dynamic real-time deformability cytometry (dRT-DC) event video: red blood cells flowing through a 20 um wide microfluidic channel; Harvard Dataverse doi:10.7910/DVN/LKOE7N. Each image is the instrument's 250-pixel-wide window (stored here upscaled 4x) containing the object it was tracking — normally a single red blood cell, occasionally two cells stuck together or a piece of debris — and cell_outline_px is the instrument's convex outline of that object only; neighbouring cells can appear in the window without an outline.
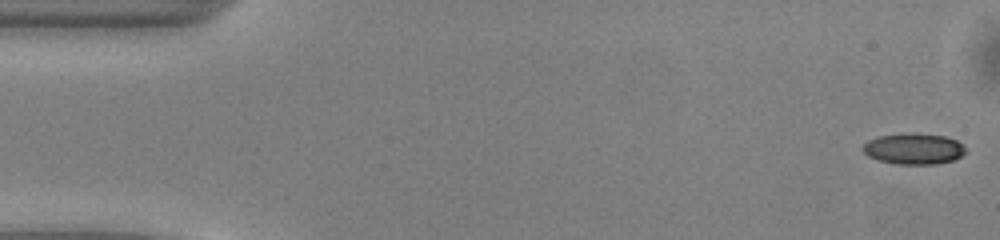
{"species": "common noctule bat (a hibernating species)", "species_latin": "Nyctalus noctula", "temperature_condition": "warm", "stored_images_in_passage": 50, "camera_frame_rate_fps": 3000, "um_per_image_px": 0.085, "animal": {"sex": "male", "body_mass_g": 13.0, "forearm_length_mm": 53.1}, "frame": {"image": 1, "passage_image": 1, "time_ms": 0.0, "image_size_px": [1000, 240], "cell_outline_px": [[968, 152], [952, 160], [936, 164], [896, 164], [876, 160], [868, 156], [860, 148], [868, 140], [880, 136], [912, 132], [944, 136], [956, 140]], "centroid_in_image_um": [77.63, 12.65], "position_along_channel_um": 7.4, "area_um2": 18.61}}
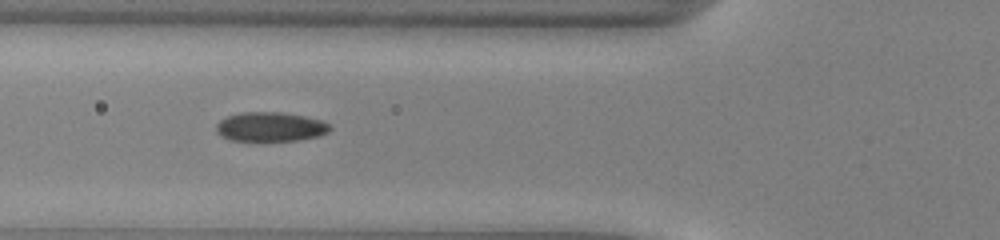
{"frame": {"image": 2, "passage_image": 18, "time_ms": 5.667, "image_size_px": [1000, 240], "cell_outline_px": [[332, 128], [328, 132], [320, 136], [300, 140], [260, 144], [228, 140], [220, 136], [216, 132], [216, 124], [220, 120], [228, 116], [240, 112], [280, 112], [304, 116], [320, 120], [328, 124]], "centroid_in_image_um": [22.93, 10.84], "position_along_channel_um": 102.9, "area_um2": 20.46}}
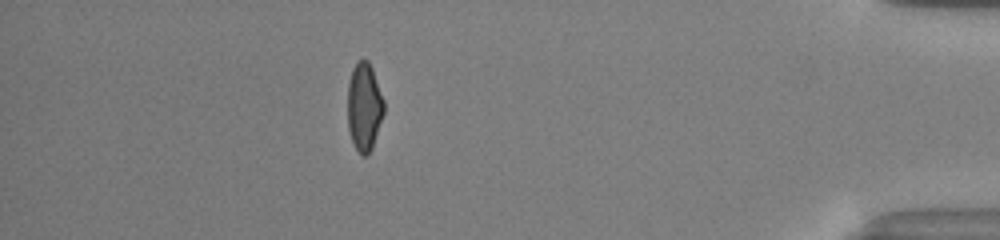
{"frame": {"image": 3, "passage_image": 44, "time_ms": 14.333, "image_size_px": [1000, 240], "cell_outline_px": [[384, 112], [372, 148], [368, 156], [360, 156], [352, 140], [348, 128], [348, 84], [352, 68], [356, 60], [368, 60], [372, 68], [384, 100]], "centroid_in_image_um": [30.95, 9.08], "position_along_channel_um": 404.2, "area_um2": 18.73}, "authors_computed_cell_mechanics": {"area_um2": 19.2474, "velocity_mm_per_s": 4.0996, "shape_relaxation_time_tau1_ms": 5.5989, "shape_relaxation_time_tau2_ms": 1.9973, "deformation_change_tau1": 0.1306, "deformation_change_tau2": 0.0744}}